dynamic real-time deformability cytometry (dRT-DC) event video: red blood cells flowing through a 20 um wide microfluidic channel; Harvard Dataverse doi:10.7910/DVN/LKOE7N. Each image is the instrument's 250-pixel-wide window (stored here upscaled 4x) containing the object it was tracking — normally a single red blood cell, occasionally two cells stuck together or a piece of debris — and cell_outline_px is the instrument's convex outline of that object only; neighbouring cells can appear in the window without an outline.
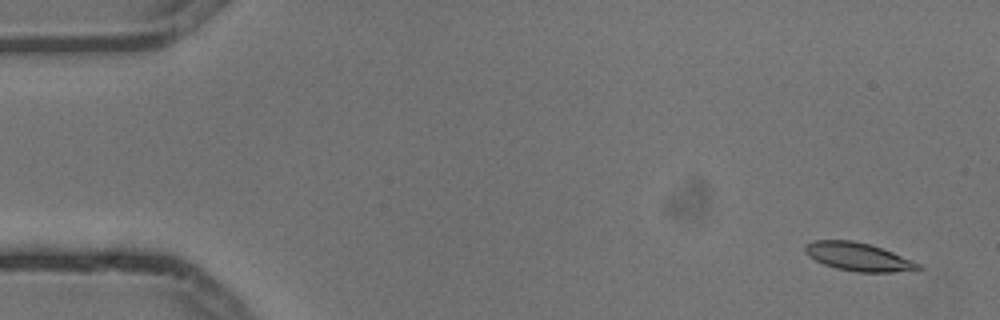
{"species": "common noctule bat (a hibernating species)", "species_latin": "Nyctalus noctula", "temperature_condition": "cold", "stored_images_in_passage": 4, "camera_frame_rate_fps": 3000, "um_per_image_px": 0.085, "animal": {"sex": "male", "body_mass_g": 13.3}, "frame": {"image": 1, "passage_image": 1, "time_ms": 0.0, "image_size_px": [1000, 320], "cell_outline_px": [[924, 268], [916, 272], [856, 272], [836, 268], [824, 264], [808, 256], [804, 252], [804, 244], [816, 240], [852, 240], [868, 244], [892, 252], [912, 260], [920, 264]], "centroid_in_image_um": [72.99, 21.85], "position_along_channel_um": 12.0, "area_um2": 18.79}}